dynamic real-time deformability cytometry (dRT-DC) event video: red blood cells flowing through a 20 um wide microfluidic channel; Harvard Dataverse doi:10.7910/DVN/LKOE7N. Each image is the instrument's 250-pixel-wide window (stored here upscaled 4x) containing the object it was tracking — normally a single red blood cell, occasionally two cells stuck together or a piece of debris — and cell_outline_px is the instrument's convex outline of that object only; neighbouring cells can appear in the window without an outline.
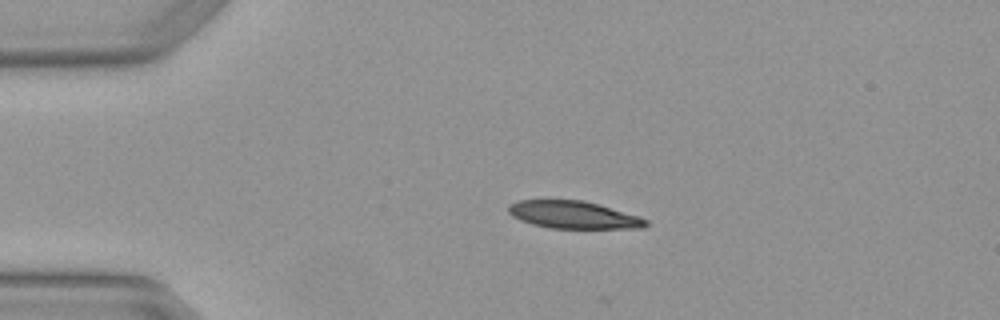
{"species": "Egyptian fruit bat (a non-hibernating species)", "species_latin": "Rousettus aegyptiacus", "temperature_condition": "warm", "stored_images_in_passage": 2, "camera_frame_rate_fps": 3000, "um_per_image_px": 0.085, "animal": {"sex": "female"}, "frame": {"image": 1, "passage_image": 2, "time_ms": 0.333, "image_size_px": [1000, 320], "cell_outline_px": [[648, 224], [644, 228], [548, 228], [532, 224], [520, 220], [512, 216], [508, 212], [508, 204], [520, 200], [584, 200], [640, 216], [648, 220]], "centroid_in_image_um": [48.74, 18.26], "position_along_channel_um": 36.3, "area_um2": 22.08}}